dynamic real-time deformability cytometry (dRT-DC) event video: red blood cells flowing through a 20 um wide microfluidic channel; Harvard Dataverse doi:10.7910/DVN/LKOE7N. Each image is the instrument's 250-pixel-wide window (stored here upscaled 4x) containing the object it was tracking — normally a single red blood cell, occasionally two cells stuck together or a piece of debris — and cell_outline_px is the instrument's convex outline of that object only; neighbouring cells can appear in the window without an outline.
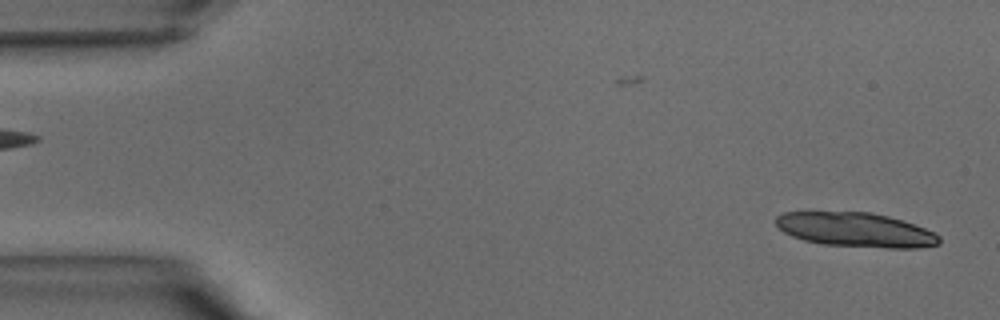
{"species": "common noctule bat (a hibernating species)", "species_latin": "Nyctalus noctula", "temperature_condition": "warm", "stored_images_in_passage": 41, "camera_frame_rate_fps": 3000, "um_per_image_px": 0.085, "animal": {"sex": "male", "body_mass_g": 15.6}, "frame": {"image": 1, "passage_image": 2, "time_ms": 0.333, "image_size_px": [1000, 320], "cell_outline_px": [[940, 244], [916, 248], [884, 248], [824, 244], [804, 240], [792, 236], [784, 232], [776, 224], [776, 216], [784, 212], [872, 212], [888, 216], [924, 228], [940, 236]], "centroid_in_image_um": [72.73, 19.53], "position_along_channel_um": 12.3, "area_um2": 32.48}}
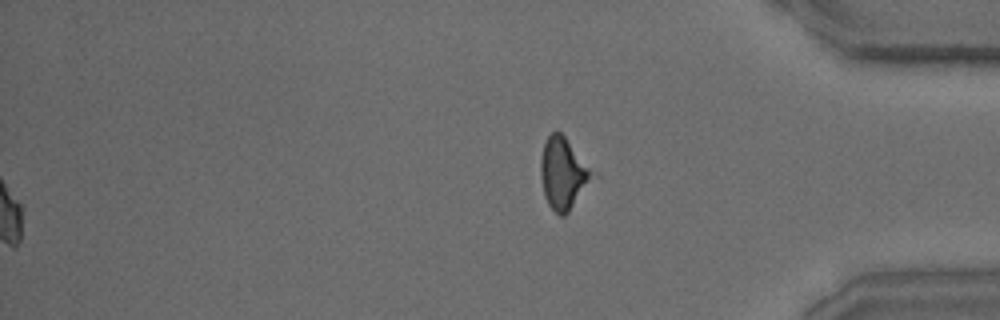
{"frame": {"image": 2, "passage_image": 41, "time_ms": 13.333, "image_size_px": [1000, 320], "cell_outline_px": [[592, 176], [568, 212], [564, 216], [560, 216], [548, 204], [544, 196], [540, 176], [540, 160], [544, 144], [548, 136], [552, 132], [560, 132], [564, 136], [592, 172]], "centroid_in_image_um": [47.78, 14.74], "position_along_channel_um": 387.4, "area_um2": 20.46}}